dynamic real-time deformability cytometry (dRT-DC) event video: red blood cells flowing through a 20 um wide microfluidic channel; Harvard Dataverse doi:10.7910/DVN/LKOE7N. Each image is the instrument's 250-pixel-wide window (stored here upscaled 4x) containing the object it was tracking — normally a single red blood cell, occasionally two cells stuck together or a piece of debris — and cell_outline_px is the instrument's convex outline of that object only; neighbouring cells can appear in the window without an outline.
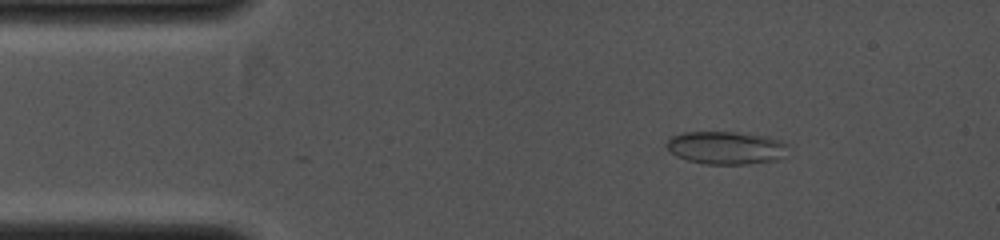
{"species": "common noctule bat (a hibernating species)", "species_latin": "Nyctalus noctula", "temperature_condition": "cold", "stored_images_in_passage": 41, "camera_frame_rate_fps": 4000, "um_per_image_px": 0.085, "animal": {"sex": "female", "body_mass_g": 19.0, "forearm_length_mm": 53.3}, "frame": {"image": 1, "passage_image": 6, "time_ms": 1.25, "image_size_px": [1000, 240], "cell_outline_px": [[788, 144], [780, 160], [748, 164], [704, 164], [688, 160], [676, 156], [664, 144], [672, 136], [684, 132], [740, 132], [768, 136], [780, 140]], "centroid_in_image_um": [61.72, 12.56], "position_along_channel_um": 23.3, "area_um2": 23.41}}
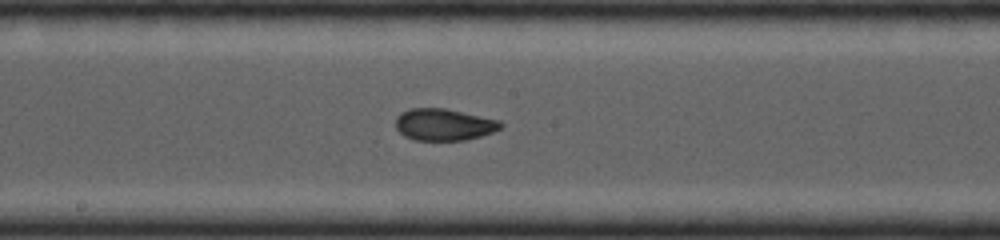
{"frame": {"image": 2, "passage_image": 22, "time_ms": 5.25, "image_size_px": [1000, 240], "cell_outline_px": [[504, 124], [500, 128], [492, 132], [480, 136], [464, 140], [416, 140], [404, 136], [396, 128], [396, 116], [400, 112], [408, 108], [444, 108], [500, 120]], "centroid_in_image_um": [37.71, 10.58], "position_along_channel_um": 210.5, "area_um2": 19.48}}
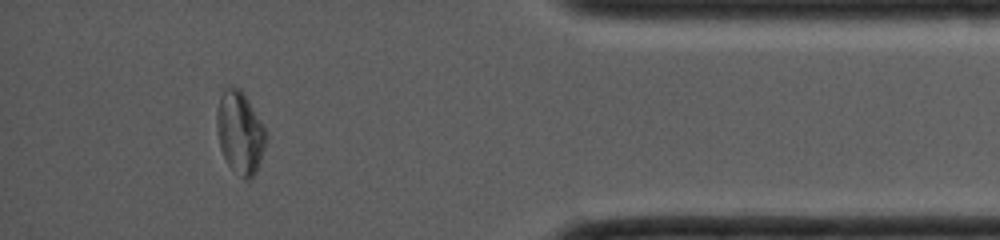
{"frame": {"image": 3, "passage_image": 37, "time_ms": 9.0, "image_size_px": [1000, 240], "cell_outline_px": [[268, 136], [256, 172], [248, 180], [244, 180], [228, 164], [220, 148], [216, 132], [216, 112], [220, 96], [224, 88], [240, 88], [244, 92], [260, 120]], "centroid_in_image_um": [20.38, 11.26], "position_along_channel_um": 414.8, "area_um2": 23.58}}